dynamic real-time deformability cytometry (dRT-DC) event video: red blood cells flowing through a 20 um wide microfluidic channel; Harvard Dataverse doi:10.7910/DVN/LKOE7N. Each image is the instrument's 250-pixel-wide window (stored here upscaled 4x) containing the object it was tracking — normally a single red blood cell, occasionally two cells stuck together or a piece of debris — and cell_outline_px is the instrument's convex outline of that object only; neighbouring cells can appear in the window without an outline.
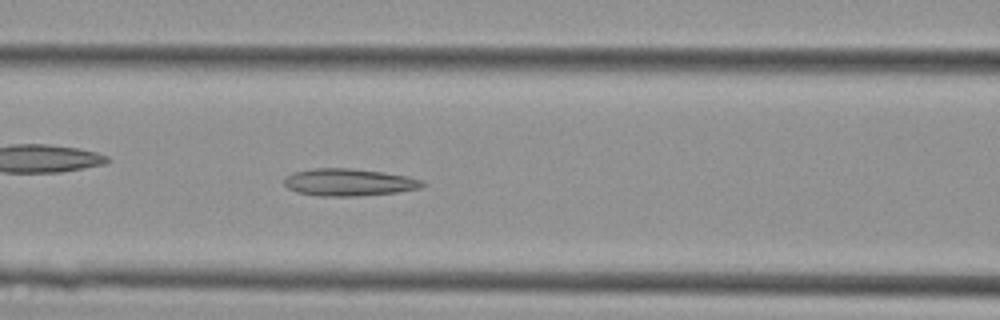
{"species": "Egyptian fruit bat (a non-hibernating species)", "species_latin": "Rousettus aegyptiacus", "temperature_condition": "cold", "stored_images_in_passage": 40, "camera_frame_rate_fps": 3000, "um_per_image_px": 0.085, "animal": {"sex": "female"}, "frame": {"image": 1, "passage_image": 18, "time_ms": 5.667, "image_size_px": [1000, 320], "cell_outline_px": [[424, 184], [420, 188], [396, 192], [356, 196], [320, 196], [296, 192], [288, 188], [284, 184], [284, 176], [292, 172], [312, 168], [352, 168], [384, 172], [408, 176], [424, 180]], "centroid_in_image_um": [29.62, 15.48], "position_along_channel_um": 137.0, "area_um2": 22.14}}
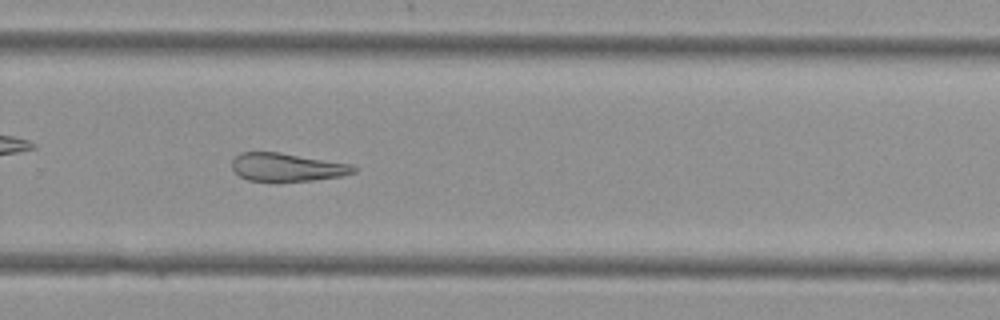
{"frame": {"image": 2, "passage_image": 29, "time_ms": 9.333, "image_size_px": [1000, 320], "cell_outline_px": [[356, 172], [344, 176], [312, 180], [276, 184], [248, 180], [240, 176], [232, 168], [232, 160], [240, 152], [280, 152], [352, 164], [356, 168]], "centroid_in_image_um": [24.39, 14.25], "position_along_channel_um": 305.4, "area_um2": 20.69}}